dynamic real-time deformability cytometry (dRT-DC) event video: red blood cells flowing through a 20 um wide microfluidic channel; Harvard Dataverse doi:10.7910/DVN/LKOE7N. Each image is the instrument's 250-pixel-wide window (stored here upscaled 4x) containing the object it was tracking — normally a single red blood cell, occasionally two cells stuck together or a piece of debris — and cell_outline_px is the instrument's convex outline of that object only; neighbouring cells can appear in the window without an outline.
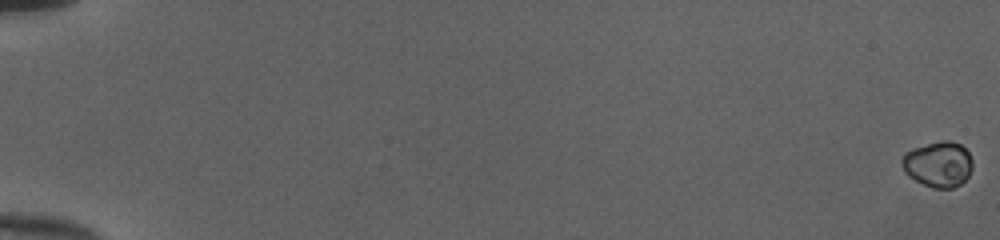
{"species": "human", "species_latin": "Homo sapiens", "temperature_condition": "cold", "stored_images_in_passage": 21, "camera_frame_rate_fps": 3000, "um_per_image_px": 0.085, "donor": {"sex": "female"}, "frame": {"image": 1, "passage_image": 1, "time_ms": 0.0, "image_size_px": [1000, 240], "cell_outline_px": [[972, 168], [968, 176], [960, 184], [952, 188], [932, 188], [908, 176], [904, 172], [900, 160], [912, 148], [940, 140], [948, 140], [960, 144], [968, 152], [972, 160]], "centroid_in_image_um": [79.74, 13.95], "position_along_channel_um": 5.3, "area_um2": 18.73}}